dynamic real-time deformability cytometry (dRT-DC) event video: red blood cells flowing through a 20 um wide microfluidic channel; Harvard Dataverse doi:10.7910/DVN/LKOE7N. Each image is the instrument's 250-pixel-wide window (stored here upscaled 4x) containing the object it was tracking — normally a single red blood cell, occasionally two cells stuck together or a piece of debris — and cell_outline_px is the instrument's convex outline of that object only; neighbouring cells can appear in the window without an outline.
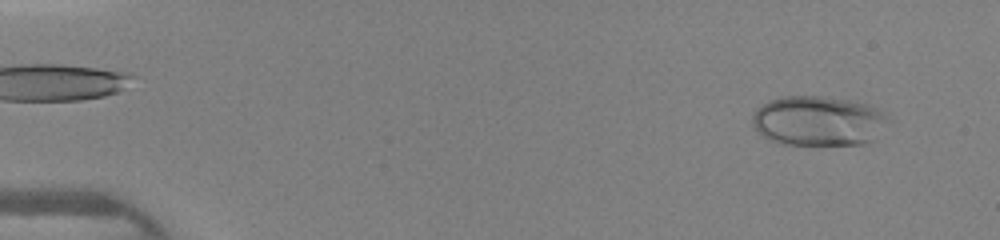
{"species": "human", "species_latin": "Homo sapiens", "temperature_condition": "warm", "stored_images_in_passage": 45, "camera_frame_rate_fps": 3000, "um_per_image_px": 0.085, "donor": {"sex": "female"}, "frame": {"image": 1, "passage_image": 3, "time_ms": 0.667, "image_size_px": [1000, 240], "cell_outline_px": [[888, 120], [872, 140], [864, 144], [784, 144], [768, 140], [756, 132], [752, 124], [752, 116], [756, 108], [772, 100], [784, 96], [820, 96], [856, 100], [868, 104], [888, 112]], "centroid_in_image_um": [69.55, 10.26], "position_along_channel_um": 15.4, "area_um2": 39.71}}
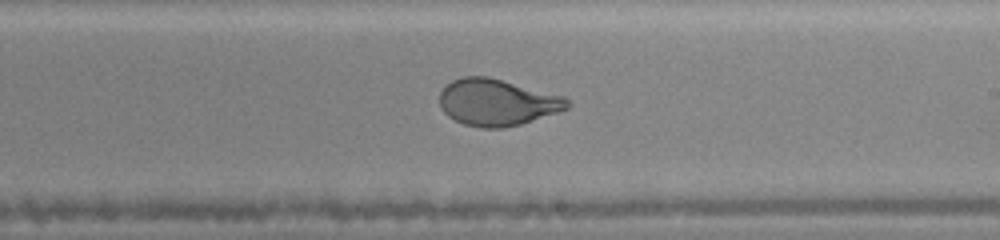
{"frame": {"image": 2, "passage_image": 27, "time_ms": 8.667, "image_size_px": [1000, 240], "cell_outline_px": [[572, 104], [568, 108], [520, 124], [504, 128], [480, 128], [464, 124], [448, 116], [440, 108], [440, 92], [444, 84], [452, 80], [464, 76], [488, 76], [564, 96]], "centroid_in_image_um": [42.22, 8.69], "position_along_channel_um": 246.8, "area_um2": 34.74}}
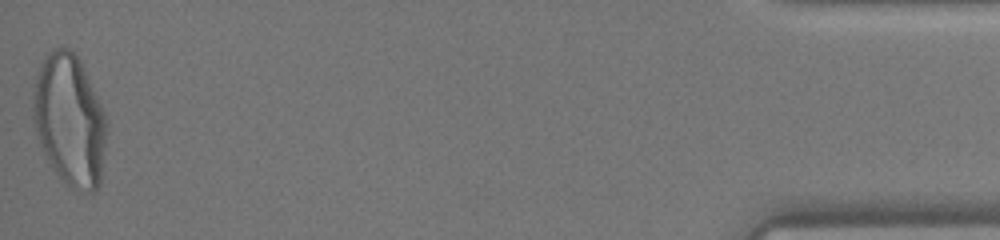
{"frame": {"image": 3, "passage_image": 45, "time_ms": 14.667, "image_size_px": [1000, 240], "cell_outline_px": [[104, 144], [100, 184], [92, 192], [88, 192], [68, 184], [56, 172], [48, 160], [36, 136], [32, 116], [32, 108], [36, 76], [40, 64], [48, 52], [56, 48], [68, 48], [80, 60], [104, 112]], "centroid_in_image_um": [5.87, 10.17], "position_along_channel_um": 429.3, "area_um2": 55.14}}